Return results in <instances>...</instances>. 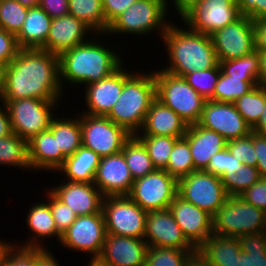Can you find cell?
<instances>
[{"label": "cell", "mask_w": 266, "mask_h": 266, "mask_svg": "<svg viewBox=\"0 0 266 266\" xmlns=\"http://www.w3.org/2000/svg\"><path fill=\"white\" fill-rule=\"evenodd\" d=\"M185 266H208V264L196 253L190 258Z\"/></svg>", "instance_id": "62"}, {"label": "cell", "mask_w": 266, "mask_h": 266, "mask_svg": "<svg viewBox=\"0 0 266 266\" xmlns=\"http://www.w3.org/2000/svg\"><path fill=\"white\" fill-rule=\"evenodd\" d=\"M237 111L252 128L259 120L265 106V87L257 85L234 102Z\"/></svg>", "instance_id": "39"}, {"label": "cell", "mask_w": 266, "mask_h": 266, "mask_svg": "<svg viewBox=\"0 0 266 266\" xmlns=\"http://www.w3.org/2000/svg\"><path fill=\"white\" fill-rule=\"evenodd\" d=\"M6 67L7 65L0 64V101H2L5 89Z\"/></svg>", "instance_id": "61"}, {"label": "cell", "mask_w": 266, "mask_h": 266, "mask_svg": "<svg viewBox=\"0 0 266 266\" xmlns=\"http://www.w3.org/2000/svg\"><path fill=\"white\" fill-rule=\"evenodd\" d=\"M197 250L148 246L144 266H185Z\"/></svg>", "instance_id": "37"}, {"label": "cell", "mask_w": 266, "mask_h": 266, "mask_svg": "<svg viewBox=\"0 0 266 266\" xmlns=\"http://www.w3.org/2000/svg\"><path fill=\"white\" fill-rule=\"evenodd\" d=\"M101 157L83 145L73 154L66 157L64 164L56 171L67 177V181L94 182Z\"/></svg>", "instance_id": "30"}, {"label": "cell", "mask_w": 266, "mask_h": 266, "mask_svg": "<svg viewBox=\"0 0 266 266\" xmlns=\"http://www.w3.org/2000/svg\"><path fill=\"white\" fill-rule=\"evenodd\" d=\"M184 137L189 143L194 171L206 170L211 157L227 147V140L223 136L198 123L189 125Z\"/></svg>", "instance_id": "26"}, {"label": "cell", "mask_w": 266, "mask_h": 266, "mask_svg": "<svg viewBox=\"0 0 266 266\" xmlns=\"http://www.w3.org/2000/svg\"><path fill=\"white\" fill-rule=\"evenodd\" d=\"M82 130V145L100 157L120 153L124 143L132 136L107 116L78 114Z\"/></svg>", "instance_id": "12"}, {"label": "cell", "mask_w": 266, "mask_h": 266, "mask_svg": "<svg viewBox=\"0 0 266 266\" xmlns=\"http://www.w3.org/2000/svg\"><path fill=\"white\" fill-rule=\"evenodd\" d=\"M146 147L152 164L156 169H165L169 155L178 138L154 135H135Z\"/></svg>", "instance_id": "40"}, {"label": "cell", "mask_w": 266, "mask_h": 266, "mask_svg": "<svg viewBox=\"0 0 266 266\" xmlns=\"http://www.w3.org/2000/svg\"><path fill=\"white\" fill-rule=\"evenodd\" d=\"M26 223L28 228H30L29 231H31L33 235H31L29 239L27 238L25 243H22L21 241V246L44 248L41 244L43 243L42 239H50L51 236L52 238L56 236V239L60 242L62 235L57 231L54 218L47 201L45 202L44 200V202L41 203L36 202L30 207L27 213Z\"/></svg>", "instance_id": "28"}, {"label": "cell", "mask_w": 266, "mask_h": 266, "mask_svg": "<svg viewBox=\"0 0 266 266\" xmlns=\"http://www.w3.org/2000/svg\"><path fill=\"white\" fill-rule=\"evenodd\" d=\"M251 130L258 134L266 135V87H265V106L263 107L258 122L251 128Z\"/></svg>", "instance_id": "59"}, {"label": "cell", "mask_w": 266, "mask_h": 266, "mask_svg": "<svg viewBox=\"0 0 266 266\" xmlns=\"http://www.w3.org/2000/svg\"><path fill=\"white\" fill-rule=\"evenodd\" d=\"M39 6L52 19L69 14L68 0H39Z\"/></svg>", "instance_id": "53"}, {"label": "cell", "mask_w": 266, "mask_h": 266, "mask_svg": "<svg viewBox=\"0 0 266 266\" xmlns=\"http://www.w3.org/2000/svg\"><path fill=\"white\" fill-rule=\"evenodd\" d=\"M165 170L177 180L194 171L191 150L185 137L178 138L175 141Z\"/></svg>", "instance_id": "38"}, {"label": "cell", "mask_w": 266, "mask_h": 266, "mask_svg": "<svg viewBox=\"0 0 266 266\" xmlns=\"http://www.w3.org/2000/svg\"><path fill=\"white\" fill-rule=\"evenodd\" d=\"M123 64L108 77L90 83L85 87V103L88 108L84 114L107 116L118 102L123 88Z\"/></svg>", "instance_id": "23"}, {"label": "cell", "mask_w": 266, "mask_h": 266, "mask_svg": "<svg viewBox=\"0 0 266 266\" xmlns=\"http://www.w3.org/2000/svg\"><path fill=\"white\" fill-rule=\"evenodd\" d=\"M28 7L17 0H0V28L15 36L20 32Z\"/></svg>", "instance_id": "43"}, {"label": "cell", "mask_w": 266, "mask_h": 266, "mask_svg": "<svg viewBox=\"0 0 266 266\" xmlns=\"http://www.w3.org/2000/svg\"><path fill=\"white\" fill-rule=\"evenodd\" d=\"M255 51L266 52V18L253 21Z\"/></svg>", "instance_id": "55"}, {"label": "cell", "mask_w": 266, "mask_h": 266, "mask_svg": "<svg viewBox=\"0 0 266 266\" xmlns=\"http://www.w3.org/2000/svg\"><path fill=\"white\" fill-rule=\"evenodd\" d=\"M258 54H259L258 85L266 87V52H258Z\"/></svg>", "instance_id": "58"}, {"label": "cell", "mask_w": 266, "mask_h": 266, "mask_svg": "<svg viewBox=\"0 0 266 266\" xmlns=\"http://www.w3.org/2000/svg\"><path fill=\"white\" fill-rule=\"evenodd\" d=\"M62 203L69 206L77 216L102 212L104 195L91 183L61 182L49 189Z\"/></svg>", "instance_id": "20"}, {"label": "cell", "mask_w": 266, "mask_h": 266, "mask_svg": "<svg viewBox=\"0 0 266 266\" xmlns=\"http://www.w3.org/2000/svg\"><path fill=\"white\" fill-rule=\"evenodd\" d=\"M11 242H5L4 240L0 239V266H2V262L4 259V252L6 250V247L10 244Z\"/></svg>", "instance_id": "63"}, {"label": "cell", "mask_w": 266, "mask_h": 266, "mask_svg": "<svg viewBox=\"0 0 266 266\" xmlns=\"http://www.w3.org/2000/svg\"><path fill=\"white\" fill-rule=\"evenodd\" d=\"M239 196L266 213V177H262Z\"/></svg>", "instance_id": "50"}, {"label": "cell", "mask_w": 266, "mask_h": 266, "mask_svg": "<svg viewBox=\"0 0 266 266\" xmlns=\"http://www.w3.org/2000/svg\"><path fill=\"white\" fill-rule=\"evenodd\" d=\"M46 201L52 212L57 231L62 235L76 220L77 215L66 204L62 203L49 189Z\"/></svg>", "instance_id": "46"}, {"label": "cell", "mask_w": 266, "mask_h": 266, "mask_svg": "<svg viewBox=\"0 0 266 266\" xmlns=\"http://www.w3.org/2000/svg\"><path fill=\"white\" fill-rule=\"evenodd\" d=\"M254 150L257 158L256 168L262 177H266V135L254 132Z\"/></svg>", "instance_id": "54"}, {"label": "cell", "mask_w": 266, "mask_h": 266, "mask_svg": "<svg viewBox=\"0 0 266 266\" xmlns=\"http://www.w3.org/2000/svg\"><path fill=\"white\" fill-rule=\"evenodd\" d=\"M102 213L107 234L144 239L147 211L129 196L104 197Z\"/></svg>", "instance_id": "9"}, {"label": "cell", "mask_w": 266, "mask_h": 266, "mask_svg": "<svg viewBox=\"0 0 266 266\" xmlns=\"http://www.w3.org/2000/svg\"><path fill=\"white\" fill-rule=\"evenodd\" d=\"M196 253L208 266H245V252L236 237L209 235Z\"/></svg>", "instance_id": "24"}, {"label": "cell", "mask_w": 266, "mask_h": 266, "mask_svg": "<svg viewBox=\"0 0 266 266\" xmlns=\"http://www.w3.org/2000/svg\"><path fill=\"white\" fill-rule=\"evenodd\" d=\"M177 195L210 215L228 198L221 178L205 170H196L178 179Z\"/></svg>", "instance_id": "10"}, {"label": "cell", "mask_w": 266, "mask_h": 266, "mask_svg": "<svg viewBox=\"0 0 266 266\" xmlns=\"http://www.w3.org/2000/svg\"><path fill=\"white\" fill-rule=\"evenodd\" d=\"M107 235L103 213L77 216L62 234L60 244L69 250L99 257Z\"/></svg>", "instance_id": "14"}, {"label": "cell", "mask_w": 266, "mask_h": 266, "mask_svg": "<svg viewBox=\"0 0 266 266\" xmlns=\"http://www.w3.org/2000/svg\"><path fill=\"white\" fill-rule=\"evenodd\" d=\"M187 240L198 249L213 234L212 215L178 195L169 206Z\"/></svg>", "instance_id": "19"}, {"label": "cell", "mask_w": 266, "mask_h": 266, "mask_svg": "<svg viewBox=\"0 0 266 266\" xmlns=\"http://www.w3.org/2000/svg\"><path fill=\"white\" fill-rule=\"evenodd\" d=\"M95 35L96 37L91 36V40L89 39L83 44L67 49L58 55L60 83L63 90L68 83L69 85L81 86L84 84L86 86L100 81L125 64L117 51H113L111 47L98 41V34Z\"/></svg>", "instance_id": "2"}, {"label": "cell", "mask_w": 266, "mask_h": 266, "mask_svg": "<svg viewBox=\"0 0 266 266\" xmlns=\"http://www.w3.org/2000/svg\"><path fill=\"white\" fill-rule=\"evenodd\" d=\"M49 130L57 140L58 149L66 156L73 155L82 146V130L80 118L75 115L70 119L59 116L51 121Z\"/></svg>", "instance_id": "31"}, {"label": "cell", "mask_w": 266, "mask_h": 266, "mask_svg": "<svg viewBox=\"0 0 266 266\" xmlns=\"http://www.w3.org/2000/svg\"><path fill=\"white\" fill-rule=\"evenodd\" d=\"M16 245L6 247L2 266H34V247Z\"/></svg>", "instance_id": "47"}, {"label": "cell", "mask_w": 266, "mask_h": 266, "mask_svg": "<svg viewBox=\"0 0 266 266\" xmlns=\"http://www.w3.org/2000/svg\"><path fill=\"white\" fill-rule=\"evenodd\" d=\"M221 68L219 63L211 68L203 71L195 70L185 75L183 78L186 82L197 91L203 98L209 100L215 91V86L219 78Z\"/></svg>", "instance_id": "44"}, {"label": "cell", "mask_w": 266, "mask_h": 266, "mask_svg": "<svg viewBox=\"0 0 266 266\" xmlns=\"http://www.w3.org/2000/svg\"><path fill=\"white\" fill-rule=\"evenodd\" d=\"M134 179L122 152L101 157L94 185L104 197L128 196Z\"/></svg>", "instance_id": "18"}, {"label": "cell", "mask_w": 266, "mask_h": 266, "mask_svg": "<svg viewBox=\"0 0 266 266\" xmlns=\"http://www.w3.org/2000/svg\"><path fill=\"white\" fill-rule=\"evenodd\" d=\"M0 165L31 171L28 142L15 133L0 138Z\"/></svg>", "instance_id": "33"}, {"label": "cell", "mask_w": 266, "mask_h": 266, "mask_svg": "<svg viewBox=\"0 0 266 266\" xmlns=\"http://www.w3.org/2000/svg\"><path fill=\"white\" fill-rule=\"evenodd\" d=\"M69 15L76 17L100 35L107 32L102 0H68Z\"/></svg>", "instance_id": "32"}, {"label": "cell", "mask_w": 266, "mask_h": 266, "mask_svg": "<svg viewBox=\"0 0 266 266\" xmlns=\"http://www.w3.org/2000/svg\"><path fill=\"white\" fill-rule=\"evenodd\" d=\"M221 71L236 78H256L259 75V54L257 51L227 61H219Z\"/></svg>", "instance_id": "42"}, {"label": "cell", "mask_w": 266, "mask_h": 266, "mask_svg": "<svg viewBox=\"0 0 266 266\" xmlns=\"http://www.w3.org/2000/svg\"><path fill=\"white\" fill-rule=\"evenodd\" d=\"M87 265L88 266H110L109 264H106L105 262H103L99 257L91 258Z\"/></svg>", "instance_id": "64"}, {"label": "cell", "mask_w": 266, "mask_h": 266, "mask_svg": "<svg viewBox=\"0 0 266 266\" xmlns=\"http://www.w3.org/2000/svg\"><path fill=\"white\" fill-rule=\"evenodd\" d=\"M258 85L256 78H236L220 72L213 96L209 99L216 102L234 103Z\"/></svg>", "instance_id": "34"}, {"label": "cell", "mask_w": 266, "mask_h": 266, "mask_svg": "<svg viewBox=\"0 0 266 266\" xmlns=\"http://www.w3.org/2000/svg\"><path fill=\"white\" fill-rule=\"evenodd\" d=\"M227 149L244 165L256 167L257 158L254 150V131L244 137L227 141Z\"/></svg>", "instance_id": "45"}, {"label": "cell", "mask_w": 266, "mask_h": 266, "mask_svg": "<svg viewBox=\"0 0 266 266\" xmlns=\"http://www.w3.org/2000/svg\"><path fill=\"white\" fill-rule=\"evenodd\" d=\"M244 163L239 162L226 148L211 157L206 172L221 177L227 170L240 168Z\"/></svg>", "instance_id": "48"}, {"label": "cell", "mask_w": 266, "mask_h": 266, "mask_svg": "<svg viewBox=\"0 0 266 266\" xmlns=\"http://www.w3.org/2000/svg\"><path fill=\"white\" fill-rule=\"evenodd\" d=\"M137 0H102V8L107 22V30L109 25L123 13L131 4Z\"/></svg>", "instance_id": "52"}, {"label": "cell", "mask_w": 266, "mask_h": 266, "mask_svg": "<svg viewBox=\"0 0 266 266\" xmlns=\"http://www.w3.org/2000/svg\"><path fill=\"white\" fill-rule=\"evenodd\" d=\"M199 0H173V5L175 6L174 9L178 12L179 17L187 10L189 9L194 3H196ZM169 0H166L167 8H169L168 3Z\"/></svg>", "instance_id": "60"}, {"label": "cell", "mask_w": 266, "mask_h": 266, "mask_svg": "<svg viewBox=\"0 0 266 266\" xmlns=\"http://www.w3.org/2000/svg\"><path fill=\"white\" fill-rule=\"evenodd\" d=\"M220 178L228 196H239L262 176L256 167L243 165L234 170H227Z\"/></svg>", "instance_id": "36"}, {"label": "cell", "mask_w": 266, "mask_h": 266, "mask_svg": "<svg viewBox=\"0 0 266 266\" xmlns=\"http://www.w3.org/2000/svg\"><path fill=\"white\" fill-rule=\"evenodd\" d=\"M59 101L38 98L2 100L8 109L13 133L27 142L49 129Z\"/></svg>", "instance_id": "8"}, {"label": "cell", "mask_w": 266, "mask_h": 266, "mask_svg": "<svg viewBox=\"0 0 266 266\" xmlns=\"http://www.w3.org/2000/svg\"><path fill=\"white\" fill-rule=\"evenodd\" d=\"M213 234L241 237L266 231V213L240 196H228L212 215Z\"/></svg>", "instance_id": "7"}, {"label": "cell", "mask_w": 266, "mask_h": 266, "mask_svg": "<svg viewBox=\"0 0 266 266\" xmlns=\"http://www.w3.org/2000/svg\"><path fill=\"white\" fill-rule=\"evenodd\" d=\"M127 70L123 67V88L107 117L129 134L136 135L156 99V84L154 70L145 71L146 74Z\"/></svg>", "instance_id": "4"}, {"label": "cell", "mask_w": 266, "mask_h": 266, "mask_svg": "<svg viewBox=\"0 0 266 266\" xmlns=\"http://www.w3.org/2000/svg\"><path fill=\"white\" fill-rule=\"evenodd\" d=\"M154 71L156 99L177 113L188 125L199 122L206 101L183 77Z\"/></svg>", "instance_id": "6"}, {"label": "cell", "mask_w": 266, "mask_h": 266, "mask_svg": "<svg viewBox=\"0 0 266 266\" xmlns=\"http://www.w3.org/2000/svg\"><path fill=\"white\" fill-rule=\"evenodd\" d=\"M92 32L95 35L89 26L72 15L54 18L51 20L47 41L40 49L59 55L91 39L85 37H90Z\"/></svg>", "instance_id": "21"}, {"label": "cell", "mask_w": 266, "mask_h": 266, "mask_svg": "<svg viewBox=\"0 0 266 266\" xmlns=\"http://www.w3.org/2000/svg\"><path fill=\"white\" fill-rule=\"evenodd\" d=\"M169 65L163 71L184 77L195 70L215 67L219 62L210 35L170 23L163 37Z\"/></svg>", "instance_id": "3"}, {"label": "cell", "mask_w": 266, "mask_h": 266, "mask_svg": "<svg viewBox=\"0 0 266 266\" xmlns=\"http://www.w3.org/2000/svg\"><path fill=\"white\" fill-rule=\"evenodd\" d=\"M238 241L245 252V266H266V231L242 235Z\"/></svg>", "instance_id": "41"}, {"label": "cell", "mask_w": 266, "mask_h": 266, "mask_svg": "<svg viewBox=\"0 0 266 266\" xmlns=\"http://www.w3.org/2000/svg\"><path fill=\"white\" fill-rule=\"evenodd\" d=\"M121 152L124 154L134 180L144 177L156 169L152 164L146 147L135 135H132L124 143Z\"/></svg>", "instance_id": "35"}, {"label": "cell", "mask_w": 266, "mask_h": 266, "mask_svg": "<svg viewBox=\"0 0 266 266\" xmlns=\"http://www.w3.org/2000/svg\"><path fill=\"white\" fill-rule=\"evenodd\" d=\"M166 0H137L121 13L108 27L105 35H147L159 31L162 38L170 21Z\"/></svg>", "instance_id": "5"}, {"label": "cell", "mask_w": 266, "mask_h": 266, "mask_svg": "<svg viewBox=\"0 0 266 266\" xmlns=\"http://www.w3.org/2000/svg\"><path fill=\"white\" fill-rule=\"evenodd\" d=\"M211 36L219 61L240 58L255 51L253 20L240 16Z\"/></svg>", "instance_id": "15"}, {"label": "cell", "mask_w": 266, "mask_h": 266, "mask_svg": "<svg viewBox=\"0 0 266 266\" xmlns=\"http://www.w3.org/2000/svg\"><path fill=\"white\" fill-rule=\"evenodd\" d=\"M240 16L237 0H199L180 18L188 29L212 35Z\"/></svg>", "instance_id": "11"}, {"label": "cell", "mask_w": 266, "mask_h": 266, "mask_svg": "<svg viewBox=\"0 0 266 266\" xmlns=\"http://www.w3.org/2000/svg\"><path fill=\"white\" fill-rule=\"evenodd\" d=\"M59 57L39 49H20L7 65L2 100L38 98L61 100Z\"/></svg>", "instance_id": "1"}, {"label": "cell", "mask_w": 266, "mask_h": 266, "mask_svg": "<svg viewBox=\"0 0 266 266\" xmlns=\"http://www.w3.org/2000/svg\"><path fill=\"white\" fill-rule=\"evenodd\" d=\"M20 49L16 36L0 28V64L8 65Z\"/></svg>", "instance_id": "49"}, {"label": "cell", "mask_w": 266, "mask_h": 266, "mask_svg": "<svg viewBox=\"0 0 266 266\" xmlns=\"http://www.w3.org/2000/svg\"><path fill=\"white\" fill-rule=\"evenodd\" d=\"M147 249L144 239L107 234L99 258L110 266H144Z\"/></svg>", "instance_id": "22"}, {"label": "cell", "mask_w": 266, "mask_h": 266, "mask_svg": "<svg viewBox=\"0 0 266 266\" xmlns=\"http://www.w3.org/2000/svg\"><path fill=\"white\" fill-rule=\"evenodd\" d=\"M240 15L257 20L266 18V0H237Z\"/></svg>", "instance_id": "51"}, {"label": "cell", "mask_w": 266, "mask_h": 266, "mask_svg": "<svg viewBox=\"0 0 266 266\" xmlns=\"http://www.w3.org/2000/svg\"><path fill=\"white\" fill-rule=\"evenodd\" d=\"M34 266H59V263L47 248L34 247Z\"/></svg>", "instance_id": "56"}, {"label": "cell", "mask_w": 266, "mask_h": 266, "mask_svg": "<svg viewBox=\"0 0 266 266\" xmlns=\"http://www.w3.org/2000/svg\"><path fill=\"white\" fill-rule=\"evenodd\" d=\"M29 162L31 170L56 172L63 164L66 156L58 149L57 140L48 129L40 132L28 141Z\"/></svg>", "instance_id": "27"}, {"label": "cell", "mask_w": 266, "mask_h": 266, "mask_svg": "<svg viewBox=\"0 0 266 266\" xmlns=\"http://www.w3.org/2000/svg\"><path fill=\"white\" fill-rule=\"evenodd\" d=\"M178 180L165 169H155L144 177L135 179L129 197L143 210L169 209L177 196Z\"/></svg>", "instance_id": "13"}, {"label": "cell", "mask_w": 266, "mask_h": 266, "mask_svg": "<svg viewBox=\"0 0 266 266\" xmlns=\"http://www.w3.org/2000/svg\"><path fill=\"white\" fill-rule=\"evenodd\" d=\"M189 125L172 109L155 99L146 117L142 128L136 135L184 137Z\"/></svg>", "instance_id": "25"}, {"label": "cell", "mask_w": 266, "mask_h": 266, "mask_svg": "<svg viewBox=\"0 0 266 266\" xmlns=\"http://www.w3.org/2000/svg\"><path fill=\"white\" fill-rule=\"evenodd\" d=\"M198 124L223 136L227 141L251 133V127L237 111L234 103L206 100Z\"/></svg>", "instance_id": "16"}, {"label": "cell", "mask_w": 266, "mask_h": 266, "mask_svg": "<svg viewBox=\"0 0 266 266\" xmlns=\"http://www.w3.org/2000/svg\"><path fill=\"white\" fill-rule=\"evenodd\" d=\"M52 18L40 7L28 8L20 32L16 35L21 49L41 48L47 41Z\"/></svg>", "instance_id": "29"}, {"label": "cell", "mask_w": 266, "mask_h": 266, "mask_svg": "<svg viewBox=\"0 0 266 266\" xmlns=\"http://www.w3.org/2000/svg\"><path fill=\"white\" fill-rule=\"evenodd\" d=\"M0 138L13 133L8 109L4 102H0ZM2 108V109H1Z\"/></svg>", "instance_id": "57"}, {"label": "cell", "mask_w": 266, "mask_h": 266, "mask_svg": "<svg viewBox=\"0 0 266 266\" xmlns=\"http://www.w3.org/2000/svg\"><path fill=\"white\" fill-rule=\"evenodd\" d=\"M144 240L148 246L197 250L187 240L169 209L147 212Z\"/></svg>", "instance_id": "17"}, {"label": "cell", "mask_w": 266, "mask_h": 266, "mask_svg": "<svg viewBox=\"0 0 266 266\" xmlns=\"http://www.w3.org/2000/svg\"><path fill=\"white\" fill-rule=\"evenodd\" d=\"M17 1L28 8L39 6V0H17Z\"/></svg>", "instance_id": "65"}]
</instances>
